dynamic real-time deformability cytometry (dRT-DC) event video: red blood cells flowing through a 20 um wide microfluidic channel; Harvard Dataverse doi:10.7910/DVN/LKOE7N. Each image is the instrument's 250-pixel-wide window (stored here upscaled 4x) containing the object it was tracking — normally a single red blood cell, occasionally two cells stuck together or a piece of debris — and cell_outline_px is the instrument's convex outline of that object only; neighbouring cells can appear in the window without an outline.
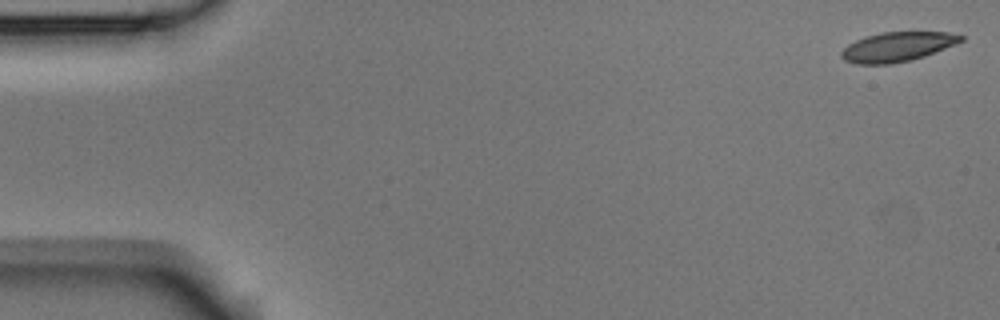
{"species": "Egyptian fruit bat (a non-hibernating species)", "species_latin": "Rousettus aegyptiacus", "temperature_condition": "room temperature", "stored_images_in_passage": 15, "camera_frame_rate_fps": 3000, "um_per_image_px": 0.085, "animal": {"sex": "male"}, "frame": {"image": 1, "passage_image": 1, "time_ms": 0.0, "image_size_px": [1000, 320], "cell_outline_px": [[964, 40], [956, 44], [924, 56], [912, 60], [888, 64], [856, 64], [844, 60], [840, 56], [840, 52], [848, 44], [864, 36], [880, 32], [948, 32], [964, 36]], "centroid_in_image_um": [76.25, 3.97], "position_along_channel_um": 8.7, "area_um2": 20.63}}
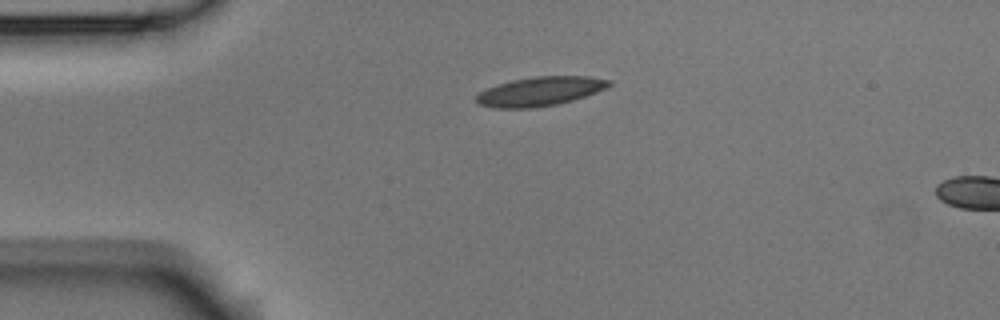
{"frame": {"image": 2, "passage_image": 12, "time_ms": 3.667, "image_size_px": [1000, 320], "cell_outline_px": [[612, 84], [596, 92], [572, 100], [556, 104], [532, 108], [492, 108], [480, 104], [476, 100], [476, 96], [480, 92], [488, 88], [512, 80], [536, 76], [588, 76], [612, 80]], "centroid_in_image_um": [45.91, 7.76], "position_along_channel_um": 39.1, "area_um2": 22.25}}